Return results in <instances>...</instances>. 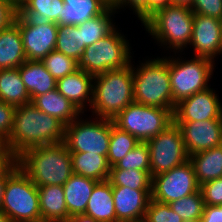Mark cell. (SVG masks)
Segmentation results:
<instances>
[{
    "mask_svg": "<svg viewBox=\"0 0 222 222\" xmlns=\"http://www.w3.org/2000/svg\"><path fill=\"white\" fill-rule=\"evenodd\" d=\"M20 30L27 60L42 61L55 50L58 24L29 19L17 14L14 22Z\"/></svg>",
    "mask_w": 222,
    "mask_h": 222,
    "instance_id": "4fadbf2b",
    "label": "cell"
},
{
    "mask_svg": "<svg viewBox=\"0 0 222 222\" xmlns=\"http://www.w3.org/2000/svg\"><path fill=\"white\" fill-rule=\"evenodd\" d=\"M134 102L174 111L169 76V57L147 60L133 67Z\"/></svg>",
    "mask_w": 222,
    "mask_h": 222,
    "instance_id": "277c9868",
    "label": "cell"
},
{
    "mask_svg": "<svg viewBox=\"0 0 222 222\" xmlns=\"http://www.w3.org/2000/svg\"><path fill=\"white\" fill-rule=\"evenodd\" d=\"M5 145V143L0 139V149Z\"/></svg>",
    "mask_w": 222,
    "mask_h": 222,
    "instance_id": "db71d44e",
    "label": "cell"
},
{
    "mask_svg": "<svg viewBox=\"0 0 222 222\" xmlns=\"http://www.w3.org/2000/svg\"><path fill=\"white\" fill-rule=\"evenodd\" d=\"M47 71L56 79L67 76L78 69V62L56 50L51 51L43 60Z\"/></svg>",
    "mask_w": 222,
    "mask_h": 222,
    "instance_id": "e575fe53",
    "label": "cell"
},
{
    "mask_svg": "<svg viewBox=\"0 0 222 222\" xmlns=\"http://www.w3.org/2000/svg\"><path fill=\"white\" fill-rule=\"evenodd\" d=\"M9 3L19 12L29 0H8Z\"/></svg>",
    "mask_w": 222,
    "mask_h": 222,
    "instance_id": "7dc6e473",
    "label": "cell"
},
{
    "mask_svg": "<svg viewBox=\"0 0 222 222\" xmlns=\"http://www.w3.org/2000/svg\"><path fill=\"white\" fill-rule=\"evenodd\" d=\"M0 101L14 107L31 103L18 68L0 70Z\"/></svg>",
    "mask_w": 222,
    "mask_h": 222,
    "instance_id": "4316f807",
    "label": "cell"
},
{
    "mask_svg": "<svg viewBox=\"0 0 222 222\" xmlns=\"http://www.w3.org/2000/svg\"><path fill=\"white\" fill-rule=\"evenodd\" d=\"M195 57H204L214 61L222 53L221 20L211 16L194 14L192 38Z\"/></svg>",
    "mask_w": 222,
    "mask_h": 222,
    "instance_id": "2e32d148",
    "label": "cell"
},
{
    "mask_svg": "<svg viewBox=\"0 0 222 222\" xmlns=\"http://www.w3.org/2000/svg\"><path fill=\"white\" fill-rule=\"evenodd\" d=\"M112 121L140 142H146L173 123V111L132 102Z\"/></svg>",
    "mask_w": 222,
    "mask_h": 222,
    "instance_id": "ba28073f",
    "label": "cell"
},
{
    "mask_svg": "<svg viewBox=\"0 0 222 222\" xmlns=\"http://www.w3.org/2000/svg\"><path fill=\"white\" fill-rule=\"evenodd\" d=\"M66 222H99V221L85 214H76L70 216Z\"/></svg>",
    "mask_w": 222,
    "mask_h": 222,
    "instance_id": "bcb514c9",
    "label": "cell"
},
{
    "mask_svg": "<svg viewBox=\"0 0 222 222\" xmlns=\"http://www.w3.org/2000/svg\"><path fill=\"white\" fill-rule=\"evenodd\" d=\"M42 222H66L68 214L63 185L38 187Z\"/></svg>",
    "mask_w": 222,
    "mask_h": 222,
    "instance_id": "ffe728a7",
    "label": "cell"
},
{
    "mask_svg": "<svg viewBox=\"0 0 222 222\" xmlns=\"http://www.w3.org/2000/svg\"><path fill=\"white\" fill-rule=\"evenodd\" d=\"M172 4L191 8L193 0H172Z\"/></svg>",
    "mask_w": 222,
    "mask_h": 222,
    "instance_id": "c3c4849f",
    "label": "cell"
},
{
    "mask_svg": "<svg viewBox=\"0 0 222 222\" xmlns=\"http://www.w3.org/2000/svg\"><path fill=\"white\" fill-rule=\"evenodd\" d=\"M116 222L145 217L151 199V190H135L112 186Z\"/></svg>",
    "mask_w": 222,
    "mask_h": 222,
    "instance_id": "e0dca14e",
    "label": "cell"
},
{
    "mask_svg": "<svg viewBox=\"0 0 222 222\" xmlns=\"http://www.w3.org/2000/svg\"><path fill=\"white\" fill-rule=\"evenodd\" d=\"M5 185H6V177H4L3 179H0V210H1V205L3 201Z\"/></svg>",
    "mask_w": 222,
    "mask_h": 222,
    "instance_id": "681fc988",
    "label": "cell"
},
{
    "mask_svg": "<svg viewBox=\"0 0 222 222\" xmlns=\"http://www.w3.org/2000/svg\"><path fill=\"white\" fill-rule=\"evenodd\" d=\"M199 185L222 177V145L189 156Z\"/></svg>",
    "mask_w": 222,
    "mask_h": 222,
    "instance_id": "d4e9b609",
    "label": "cell"
},
{
    "mask_svg": "<svg viewBox=\"0 0 222 222\" xmlns=\"http://www.w3.org/2000/svg\"><path fill=\"white\" fill-rule=\"evenodd\" d=\"M174 123L181 129L188 156L222 145V118Z\"/></svg>",
    "mask_w": 222,
    "mask_h": 222,
    "instance_id": "9a60e30c",
    "label": "cell"
},
{
    "mask_svg": "<svg viewBox=\"0 0 222 222\" xmlns=\"http://www.w3.org/2000/svg\"><path fill=\"white\" fill-rule=\"evenodd\" d=\"M213 89L196 92L179 101L173 111V122H193L203 120H220L222 104Z\"/></svg>",
    "mask_w": 222,
    "mask_h": 222,
    "instance_id": "5bb4252c",
    "label": "cell"
},
{
    "mask_svg": "<svg viewBox=\"0 0 222 222\" xmlns=\"http://www.w3.org/2000/svg\"><path fill=\"white\" fill-rule=\"evenodd\" d=\"M205 205H222V177L200 185Z\"/></svg>",
    "mask_w": 222,
    "mask_h": 222,
    "instance_id": "74e56055",
    "label": "cell"
},
{
    "mask_svg": "<svg viewBox=\"0 0 222 222\" xmlns=\"http://www.w3.org/2000/svg\"><path fill=\"white\" fill-rule=\"evenodd\" d=\"M147 142L150 176L167 172L189 160L180 127L174 122Z\"/></svg>",
    "mask_w": 222,
    "mask_h": 222,
    "instance_id": "8fae6325",
    "label": "cell"
},
{
    "mask_svg": "<svg viewBox=\"0 0 222 222\" xmlns=\"http://www.w3.org/2000/svg\"><path fill=\"white\" fill-rule=\"evenodd\" d=\"M73 173L98 182L108 180L110 165L106 156L89 152L71 153Z\"/></svg>",
    "mask_w": 222,
    "mask_h": 222,
    "instance_id": "484cf974",
    "label": "cell"
},
{
    "mask_svg": "<svg viewBox=\"0 0 222 222\" xmlns=\"http://www.w3.org/2000/svg\"><path fill=\"white\" fill-rule=\"evenodd\" d=\"M65 124L32 103L15 107L13 127L6 145L17 155L27 149L64 141Z\"/></svg>",
    "mask_w": 222,
    "mask_h": 222,
    "instance_id": "6da1fadb",
    "label": "cell"
},
{
    "mask_svg": "<svg viewBox=\"0 0 222 222\" xmlns=\"http://www.w3.org/2000/svg\"><path fill=\"white\" fill-rule=\"evenodd\" d=\"M1 211L13 222H42L38 187L18 166L6 177Z\"/></svg>",
    "mask_w": 222,
    "mask_h": 222,
    "instance_id": "8992f818",
    "label": "cell"
},
{
    "mask_svg": "<svg viewBox=\"0 0 222 222\" xmlns=\"http://www.w3.org/2000/svg\"><path fill=\"white\" fill-rule=\"evenodd\" d=\"M82 31L77 25L59 24L57 31V40L55 50L66 56L72 57L79 63L84 49Z\"/></svg>",
    "mask_w": 222,
    "mask_h": 222,
    "instance_id": "f546056e",
    "label": "cell"
},
{
    "mask_svg": "<svg viewBox=\"0 0 222 222\" xmlns=\"http://www.w3.org/2000/svg\"><path fill=\"white\" fill-rule=\"evenodd\" d=\"M18 167L37 187L64 185L73 174L64 141L27 149L18 156Z\"/></svg>",
    "mask_w": 222,
    "mask_h": 222,
    "instance_id": "7a4b0ae2",
    "label": "cell"
},
{
    "mask_svg": "<svg viewBox=\"0 0 222 222\" xmlns=\"http://www.w3.org/2000/svg\"><path fill=\"white\" fill-rule=\"evenodd\" d=\"M139 142L135 136L119 129L111 120V136L107 154L110 167L124 158Z\"/></svg>",
    "mask_w": 222,
    "mask_h": 222,
    "instance_id": "1f68e13d",
    "label": "cell"
},
{
    "mask_svg": "<svg viewBox=\"0 0 222 222\" xmlns=\"http://www.w3.org/2000/svg\"><path fill=\"white\" fill-rule=\"evenodd\" d=\"M84 214L99 222H116L112 185L108 180L95 185Z\"/></svg>",
    "mask_w": 222,
    "mask_h": 222,
    "instance_id": "cb8c5ba5",
    "label": "cell"
},
{
    "mask_svg": "<svg viewBox=\"0 0 222 222\" xmlns=\"http://www.w3.org/2000/svg\"><path fill=\"white\" fill-rule=\"evenodd\" d=\"M186 222H203L201 219L193 220V221H186Z\"/></svg>",
    "mask_w": 222,
    "mask_h": 222,
    "instance_id": "11a10c76",
    "label": "cell"
},
{
    "mask_svg": "<svg viewBox=\"0 0 222 222\" xmlns=\"http://www.w3.org/2000/svg\"><path fill=\"white\" fill-rule=\"evenodd\" d=\"M63 0H29L18 12L22 17L63 24Z\"/></svg>",
    "mask_w": 222,
    "mask_h": 222,
    "instance_id": "f1b7e54d",
    "label": "cell"
},
{
    "mask_svg": "<svg viewBox=\"0 0 222 222\" xmlns=\"http://www.w3.org/2000/svg\"><path fill=\"white\" fill-rule=\"evenodd\" d=\"M93 80V75L78 68L73 73L58 79L56 89L84 113L86 103L89 107L92 105Z\"/></svg>",
    "mask_w": 222,
    "mask_h": 222,
    "instance_id": "ac0fdd59",
    "label": "cell"
},
{
    "mask_svg": "<svg viewBox=\"0 0 222 222\" xmlns=\"http://www.w3.org/2000/svg\"><path fill=\"white\" fill-rule=\"evenodd\" d=\"M169 58V76L173 102L188 98L196 92L208 89L215 63L204 57H194L190 60Z\"/></svg>",
    "mask_w": 222,
    "mask_h": 222,
    "instance_id": "9c48e42d",
    "label": "cell"
},
{
    "mask_svg": "<svg viewBox=\"0 0 222 222\" xmlns=\"http://www.w3.org/2000/svg\"><path fill=\"white\" fill-rule=\"evenodd\" d=\"M106 3V5H108L109 7H114L117 3L118 0H102Z\"/></svg>",
    "mask_w": 222,
    "mask_h": 222,
    "instance_id": "816d5d0a",
    "label": "cell"
},
{
    "mask_svg": "<svg viewBox=\"0 0 222 222\" xmlns=\"http://www.w3.org/2000/svg\"><path fill=\"white\" fill-rule=\"evenodd\" d=\"M98 181L72 174L64 183V196L69 216L84 214L92 191Z\"/></svg>",
    "mask_w": 222,
    "mask_h": 222,
    "instance_id": "44dd1931",
    "label": "cell"
},
{
    "mask_svg": "<svg viewBox=\"0 0 222 222\" xmlns=\"http://www.w3.org/2000/svg\"><path fill=\"white\" fill-rule=\"evenodd\" d=\"M200 190L190 160L152 177L151 199L169 204Z\"/></svg>",
    "mask_w": 222,
    "mask_h": 222,
    "instance_id": "7c38bea8",
    "label": "cell"
},
{
    "mask_svg": "<svg viewBox=\"0 0 222 222\" xmlns=\"http://www.w3.org/2000/svg\"><path fill=\"white\" fill-rule=\"evenodd\" d=\"M0 222H13V221L8 216H6L3 211L0 210Z\"/></svg>",
    "mask_w": 222,
    "mask_h": 222,
    "instance_id": "f907efd6",
    "label": "cell"
},
{
    "mask_svg": "<svg viewBox=\"0 0 222 222\" xmlns=\"http://www.w3.org/2000/svg\"><path fill=\"white\" fill-rule=\"evenodd\" d=\"M147 222H184L169 204L150 199L145 217Z\"/></svg>",
    "mask_w": 222,
    "mask_h": 222,
    "instance_id": "8d00e7d4",
    "label": "cell"
},
{
    "mask_svg": "<svg viewBox=\"0 0 222 222\" xmlns=\"http://www.w3.org/2000/svg\"><path fill=\"white\" fill-rule=\"evenodd\" d=\"M133 8L141 23H144L148 19V0H118V3L113 7L115 10L124 6Z\"/></svg>",
    "mask_w": 222,
    "mask_h": 222,
    "instance_id": "b9f144b4",
    "label": "cell"
},
{
    "mask_svg": "<svg viewBox=\"0 0 222 222\" xmlns=\"http://www.w3.org/2000/svg\"><path fill=\"white\" fill-rule=\"evenodd\" d=\"M31 103L42 112L58 118L65 125L76 120L82 113L57 89L35 96Z\"/></svg>",
    "mask_w": 222,
    "mask_h": 222,
    "instance_id": "7402d4cb",
    "label": "cell"
},
{
    "mask_svg": "<svg viewBox=\"0 0 222 222\" xmlns=\"http://www.w3.org/2000/svg\"><path fill=\"white\" fill-rule=\"evenodd\" d=\"M171 209L176 212L184 222L202 218L204 200L201 191L169 203Z\"/></svg>",
    "mask_w": 222,
    "mask_h": 222,
    "instance_id": "836d02e7",
    "label": "cell"
},
{
    "mask_svg": "<svg viewBox=\"0 0 222 222\" xmlns=\"http://www.w3.org/2000/svg\"><path fill=\"white\" fill-rule=\"evenodd\" d=\"M116 29L94 44L86 46L78 68L96 76L131 64L129 42Z\"/></svg>",
    "mask_w": 222,
    "mask_h": 222,
    "instance_id": "52a82bcc",
    "label": "cell"
},
{
    "mask_svg": "<svg viewBox=\"0 0 222 222\" xmlns=\"http://www.w3.org/2000/svg\"><path fill=\"white\" fill-rule=\"evenodd\" d=\"M110 169L150 171V156L147 142H139L134 149Z\"/></svg>",
    "mask_w": 222,
    "mask_h": 222,
    "instance_id": "d590c367",
    "label": "cell"
},
{
    "mask_svg": "<svg viewBox=\"0 0 222 222\" xmlns=\"http://www.w3.org/2000/svg\"><path fill=\"white\" fill-rule=\"evenodd\" d=\"M108 181L112 186H123L135 190H151L150 171L135 169H110Z\"/></svg>",
    "mask_w": 222,
    "mask_h": 222,
    "instance_id": "d6a6232c",
    "label": "cell"
},
{
    "mask_svg": "<svg viewBox=\"0 0 222 222\" xmlns=\"http://www.w3.org/2000/svg\"><path fill=\"white\" fill-rule=\"evenodd\" d=\"M18 69L31 100L56 89L57 80L47 71L42 61L26 60Z\"/></svg>",
    "mask_w": 222,
    "mask_h": 222,
    "instance_id": "d6986e66",
    "label": "cell"
},
{
    "mask_svg": "<svg viewBox=\"0 0 222 222\" xmlns=\"http://www.w3.org/2000/svg\"><path fill=\"white\" fill-rule=\"evenodd\" d=\"M117 12L113 7H108L102 14L86 20L77 27L82 31L83 44L89 46L109 34L115 27L111 16Z\"/></svg>",
    "mask_w": 222,
    "mask_h": 222,
    "instance_id": "4dcf8cb0",
    "label": "cell"
},
{
    "mask_svg": "<svg viewBox=\"0 0 222 222\" xmlns=\"http://www.w3.org/2000/svg\"><path fill=\"white\" fill-rule=\"evenodd\" d=\"M18 11L8 0H0V30L10 27L16 19Z\"/></svg>",
    "mask_w": 222,
    "mask_h": 222,
    "instance_id": "7bdbcfd3",
    "label": "cell"
},
{
    "mask_svg": "<svg viewBox=\"0 0 222 222\" xmlns=\"http://www.w3.org/2000/svg\"><path fill=\"white\" fill-rule=\"evenodd\" d=\"M122 222H147L145 218L135 219V220H126Z\"/></svg>",
    "mask_w": 222,
    "mask_h": 222,
    "instance_id": "f5cc1de1",
    "label": "cell"
},
{
    "mask_svg": "<svg viewBox=\"0 0 222 222\" xmlns=\"http://www.w3.org/2000/svg\"><path fill=\"white\" fill-rule=\"evenodd\" d=\"M63 24L78 25L102 14L109 6L102 0H63Z\"/></svg>",
    "mask_w": 222,
    "mask_h": 222,
    "instance_id": "83f0119b",
    "label": "cell"
},
{
    "mask_svg": "<svg viewBox=\"0 0 222 222\" xmlns=\"http://www.w3.org/2000/svg\"><path fill=\"white\" fill-rule=\"evenodd\" d=\"M15 107L0 101V139L6 144L13 127Z\"/></svg>",
    "mask_w": 222,
    "mask_h": 222,
    "instance_id": "ab89813d",
    "label": "cell"
},
{
    "mask_svg": "<svg viewBox=\"0 0 222 222\" xmlns=\"http://www.w3.org/2000/svg\"><path fill=\"white\" fill-rule=\"evenodd\" d=\"M201 220L203 222H222V205H205Z\"/></svg>",
    "mask_w": 222,
    "mask_h": 222,
    "instance_id": "ee69618b",
    "label": "cell"
},
{
    "mask_svg": "<svg viewBox=\"0 0 222 222\" xmlns=\"http://www.w3.org/2000/svg\"><path fill=\"white\" fill-rule=\"evenodd\" d=\"M99 119V121H98ZM79 119L65 125L64 143L71 153L89 152L107 157L111 136V120Z\"/></svg>",
    "mask_w": 222,
    "mask_h": 222,
    "instance_id": "30bf717a",
    "label": "cell"
},
{
    "mask_svg": "<svg viewBox=\"0 0 222 222\" xmlns=\"http://www.w3.org/2000/svg\"><path fill=\"white\" fill-rule=\"evenodd\" d=\"M190 9L194 14L222 19V0H193Z\"/></svg>",
    "mask_w": 222,
    "mask_h": 222,
    "instance_id": "f35d334b",
    "label": "cell"
},
{
    "mask_svg": "<svg viewBox=\"0 0 222 222\" xmlns=\"http://www.w3.org/2000/svg\"><path fill=\"white\" fill-rule=\"evenodd\" d=\"M92 112L97 118L113 120L125 107L134 102L133 68L108 70L94 76ZM99 116V117H98Z\"/></svg>",
    "mask_w": 222,
    "mask_h": 222,
    "instance_id": "3957f363",
    "label": "cell"
},
{
    "mask_svg": "<svg viewBox=\"0 0 222 222\" xmlns=\"http://www.w3.org/2000/svg\"><path fill=\"white\" fill-rule=\"evenodd\" d=\"M194 13L189 7L168 5L151 15L143 25L162 45L183 51L192 38Z\"/></svg>",
    "mask_w": 222,
    "mask_h": 222,
    "instance_id": "5b68a950",
    "label": "cell"
},
{
    "mask_svg": "<svg viewBox=\"0 0 222 222\" xmlns=\"http://www.w3.org/2000/svg\"><path fill=\"white\" fill-rule=\"evenodd\" d=\"M27 60L19 27L0 30V70L20 67Z\"/></svg>",
    "mask_w": 222,
    "mask_h": 222,
    "instance_id": "603a6c76",
    "label": "cell"
},
{
    "mask_svg": "<svg viewBox=\"0 0 222 222\" xmlns=\"http://www.w3.org/2000/svg\"><path fill=\"white\" fill-rule=\"evenodd\" d=\"M172 4V0H148V18L156 11Z\"/></svg>",
    "mask_w": 222,
    "mask_h": 222,
    "instance_id": "f6af8a7d",
    "label": "cell"
},
{
    "mask_svg": "<svg viewBox=\"0 0 222 222\" xmlns=\"http://www.w3.org/2000/svg\"><path fill=\"white\" fill-rule=\"evenodd\" d=\"M18 166V156L5 144L0 149V179L7 177Z\"/></svg>",
    "mask_w": 222,
    "mask_h": 222,
    "instance_id": "60d3db41",
    "label": "cell"
}]
</instances>
